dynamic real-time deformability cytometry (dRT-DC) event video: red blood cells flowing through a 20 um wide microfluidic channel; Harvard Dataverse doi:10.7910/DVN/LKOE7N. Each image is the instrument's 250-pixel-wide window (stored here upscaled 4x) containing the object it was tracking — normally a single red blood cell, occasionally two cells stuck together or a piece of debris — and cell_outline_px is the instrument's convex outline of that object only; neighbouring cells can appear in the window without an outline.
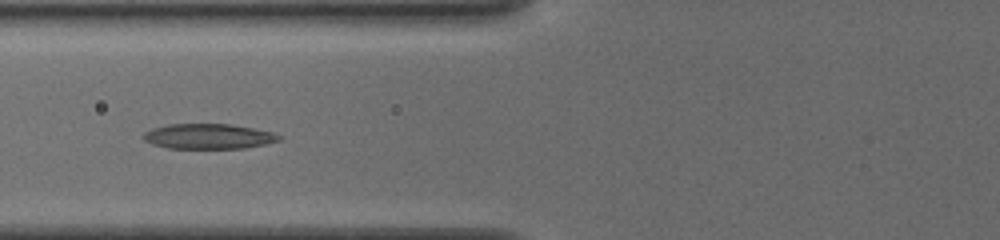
{"species": "common noctule bat (a hibernating species)", "species_latin": "Nyctalus noctula", "temperature_condition": "cold", "stored_images_in_passage": 36, "camera_frame_rate_fps": 3000, "um_per_image_px": 0.085, "animal": {"sex": "female", "body_mass_g": 19.5, "forearm_length_mm": 54.1}, "frame": {"image": 1, "passage_image": 5, "time_ms": 1.333, "image_size_px": [1000, 240], "cell_outline_px": [[280, 140], [264, 144], [244, 148], [168, 148], [152, 144], [144, 140], [140, 136], [144, 132], [152, 128], [168, 124], [232, 124], [272, 132], [280, 136]], "centroid_in_image_um": [17.66, 11.58], "position_along_channel_um": 108.1, "area_um2": 19.83}}
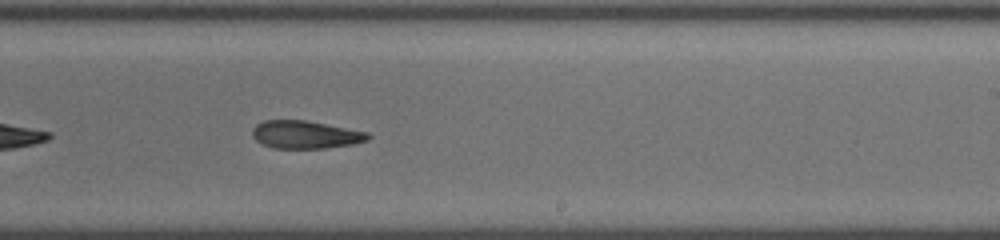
{"frame": {"image": 2, "passage_image": 17, "time_ms": 5.333, "image_size_px": [1000, 240], "cell_outline_px": [[372, 136], [368, 140], [352, 144], [324, 148], [272, 148], [256, 140], [252, 136], [252, 128], [256, 124], [264, 120], [308, 120], [368, 132]], "centroid_in_image_um": [25.96, 11.43], "position_along_channel_um": 263.0, "area_um2": 18.84}}
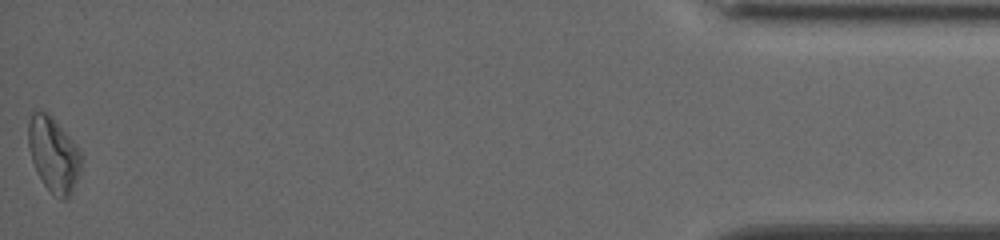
{"frame": {"image": 3, "passage_image": 36, "time_ms": 11.667, "image_size_px": [1000, 240], "cell_outline_px": [[84, 160], [80, 172], [72, 192], [64, 200], [60, 200], [52, 196], [36, 172], [32, 160], [28, 144], [28, 120], [32, 112], [48, 112], [52, 116], [80, 148]], "centroid_in_image_um": [4.58, 13.15], "position_along_channel_um": 430.6, "area_um2": 23.58}, "authors_computed_cell_mechanics": {"area_um2": 19.6231, "velocity_mm_per_s": 3.8719, "shape_relaxation_time_tau1_ms": null, "shape_relaxation_time_tau2_ms": 6.5575, "deformation_change_tau1": null, "deformation_change_tau2": 0.1677}}